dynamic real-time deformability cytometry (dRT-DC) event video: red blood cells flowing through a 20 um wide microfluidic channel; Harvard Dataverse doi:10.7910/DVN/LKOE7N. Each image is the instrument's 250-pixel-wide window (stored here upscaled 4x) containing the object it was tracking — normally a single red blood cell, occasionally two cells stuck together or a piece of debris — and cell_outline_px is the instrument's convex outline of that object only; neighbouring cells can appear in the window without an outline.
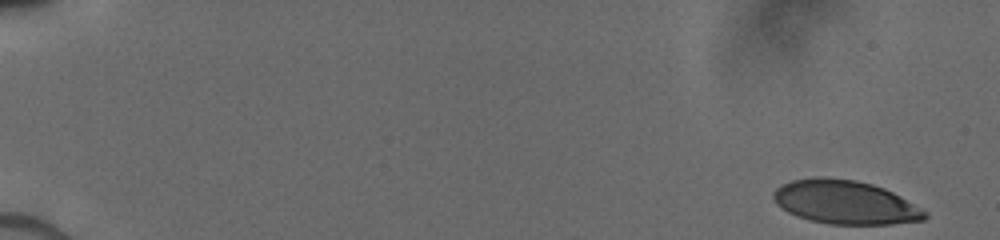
{"species": "human", "species_latin": "Homo sapiens", "temperature_condition": "cold", "stored_images_in_passage": 19, "camera_frame_rate_fps": 3000, "um_per_image_px": 0.085, "donor": {"sex": "male"}, "frame": {"image": 1, "passage_image": 1, "time_ms": 0.0, "image_size_px": [1000, 240], "cell_outline_px": [[928, 216], [924, 220], [892, 224], [828, 224], [796, 216], [788, 212], [776, 204], [772, 196], [772, 192], [776, 188], [792, 180], [816, 176], [824, 176], [856, 180], [872, 184], [884, 188], [900, 196], [928, 212]], "centroid_in_image_um": [71.83, 17.18], "position_along_channel_um": 13.2, "area_um2": 38.67}}
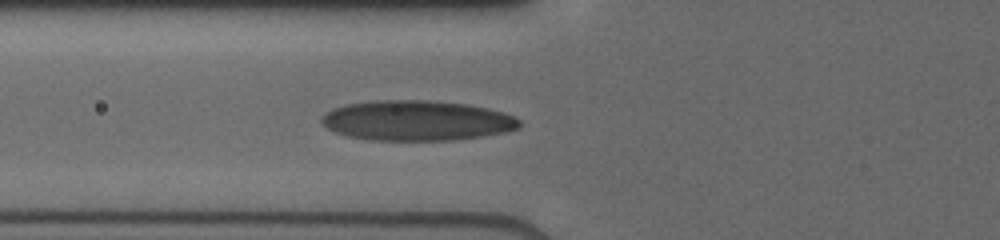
{"frame": {"image": 2, "passage_image": 11, "time_ms": 6.333, "image_size_px": [1000, 240], "cell_outline_px": [[520, 128], [508, 132], [484, 136], [452, 140], [368, 140], [348, 136], [336, 132], [328, 128], [320, 120], [320, 116], [324, 112], [332, 108], [348, 104], [376, 100], [428, 100], [468, 104], [488, 108], [504, 112], [520, 120]], "centroid_in_image_um": [35.44, 10.25], "position_along_channel_um": 90.4, "area_um2": 46.59}}
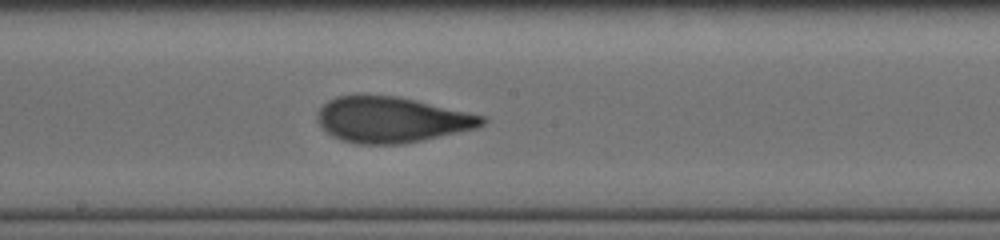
{"frame": {"image": 3, "passage_image": 19, "time_ms": 9.333, "image_size_px": [1000, 240], "cell_outline_px": [[488, 120], [484, 124], [476, 128], [424, 140], [400, 144], [356, 144], [340, 140], [332, 136], [316, 120], [316, 112], [328, 100], [336, 96], [356, 92], [396, 96], [416, 100], [484, 116]], "centroid_in_image_um": [33.22, 10.14], "position_along_channel_um": 215.0, "area_um2": 44.51}}